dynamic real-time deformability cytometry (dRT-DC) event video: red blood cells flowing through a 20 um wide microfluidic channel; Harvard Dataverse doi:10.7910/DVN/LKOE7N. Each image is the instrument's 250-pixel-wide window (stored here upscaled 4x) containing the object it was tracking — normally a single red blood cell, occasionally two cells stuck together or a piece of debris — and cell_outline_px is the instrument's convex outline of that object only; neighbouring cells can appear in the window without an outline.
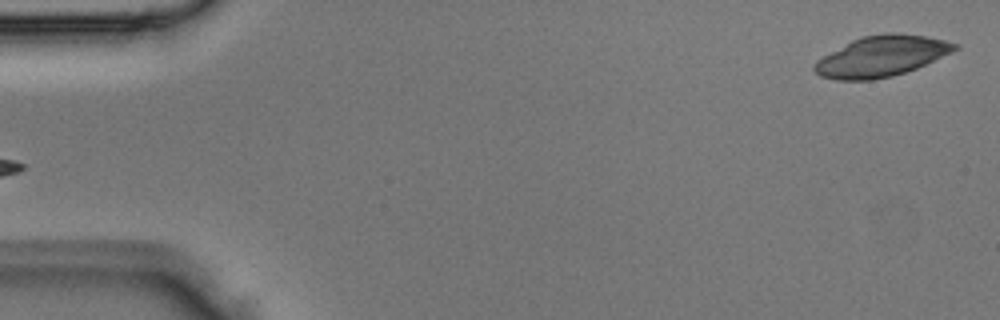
{"species": "Egyptian fruit bat (a non-hibernating species)", "species_latin": "Rousettus aegyptiacus", "temperature_condition": "room temperature", "stored_images_in_passage": 3, "camera_frame_rate_fps": 3000, "um_per_image_px": 0.085, "animal": {"sex": "male"}, "frame": {"image": 1, "passage_image": 3, "time_ms": 0.667, "image_size_px": [1000, 320], "cell_outline_px": [[960, 48], [952, 52], [916, 68], [892, 76], [872, 80], [836, 80], [820, 76], [812, 68], [816, 60], [852, 40], [864, 36], [888, 32], [896, 32], [924, 36], [944, 40], [960, 44]], "centroid_in_image_um": [74.92, 4.78], "position_along_channel_um": 10.1, "area_um2": 33.12}}